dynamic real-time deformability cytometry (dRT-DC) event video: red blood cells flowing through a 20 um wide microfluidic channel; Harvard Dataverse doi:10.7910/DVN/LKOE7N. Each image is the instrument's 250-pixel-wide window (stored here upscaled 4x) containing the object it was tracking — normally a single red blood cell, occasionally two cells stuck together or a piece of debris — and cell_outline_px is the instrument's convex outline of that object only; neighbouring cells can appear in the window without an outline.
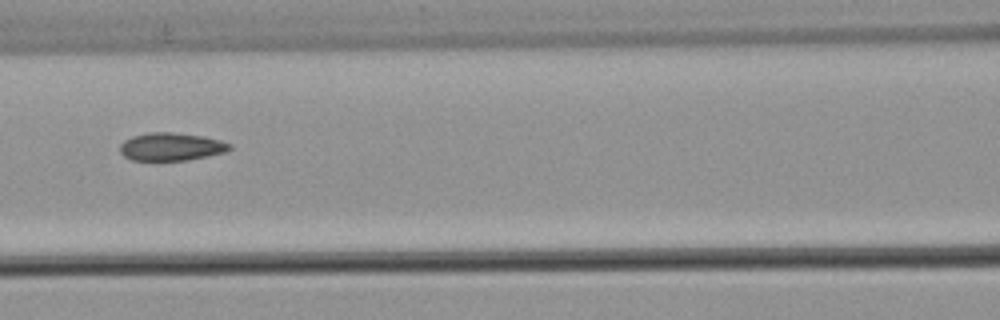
{"species": "common noctule bat (a hibernating species)", "species_latin": "Nyctalus noctula", "temperature_condition": "warm", "stored_images_in_passage": 9, "camera_frame_rate_fps": 3000, "um_per_image_px": 0.085, "animal": {"sex": "male", "body_mass_g": 21.5, "forearm_length_mm": 52.0}, "frame": {"image": 1, "passage_image": 6, "time_ms": 1.667, "image_size_px": [1000, 320], "cell_outline_px": [[232, 148], [224, 152], [184, 160], [132, 160], [124, 156], [120, 152], [120, 144], [124, 140], [132, 136], [148, 132], [172, 132], [204, 136], [220, 140], [232, 144]], "centroid_in_image_um": [14.52, 12.45], "position_along_channel_um": 152.1, "area_um2": 17.74}}